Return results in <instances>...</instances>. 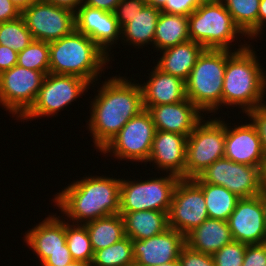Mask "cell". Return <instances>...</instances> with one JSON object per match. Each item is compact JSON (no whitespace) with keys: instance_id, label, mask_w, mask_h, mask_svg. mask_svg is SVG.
Instances as JSON below:
<instances>
[{"instance_id":"cell-1","label":"cell","mask_w":266,"mask_h":266,"mask_svg":"<svg viewBox=\"0 0 266 266\" xmlns=\"http://www.w3.org/2000/svg\"><path fill=\"white\" fill-rule=\"evenodd\" d=\"M128 79L120 75L108 77L90 101L86 128L99 153L131 118L144 110L140 83Z\"/></svg>"},{"instance_id":"cell-2","label":"cell","mask_w":266,"mask_h":266,"mask_svg":"<svg viewBox=\"0 0 266 266\" xmlns=\"http://www.w3.org/2000/svg\"><path fill=\"white\" fill-rule=\"evenodd\" d=\"M73 181L51 200L62 216H67L63 217L65 220L73 224H86L101 217L119 214L121 178L89 174Z\"/></svg>"},{"instance_id":"cell-3","label":"cell","mask_w":266,"mask_h":266,"mask_svg":"<svg viewBox=\"0 0 266 266\" xmlns=\"http://www.w3.org/2000/svg\"><path fill=\"white\" fill-rule=\"evenodd\" d=\"M234 50H227L223 78L222 106L238 107L247 113L266 103V71L250 41L243 40ZM257 55V56H256ZM263 67V68H262Z\"/></svg>"},{"instance_id":"cell-4","label":"cell","mask_w":266,"mask_h":266,"mask_svg":"<svg viewBox=\"0 0 266 266\" xmlns=\"http://www.w3.org/2000/svg\"><path fill=\"white\" fill-rule=\"evenodd\" d=\"M109 62L108 55L94 41L76 30L49 42V73L81 77L95 87Z\"/></svg>"},{"instance_id":"cell-5","label":"cell","mask_w":266,"mask_h":266,"mask_svg":"<svg viewBox=\"0 0 266 266\" xmlns=\"http://www.w3.org/2000/svg\"><path fill=\"white\" fill-rule=\"evenodd\" d=\"M226 62L227 50L205 49L185 81L187 99L205 116L222 107Z\"/></svg>"},{"instance_id":"cell-6","label":"cell","mask_w":266,"mask_h":266,"mask_svg":"<svg viewBox=\"0 0 266 266\" xmlns=\"http://www.w3.org/2000/svg\"><path fill=\"white\" fill-rule=\"evenodd\" d=\"M188 17L190 40L205 49L232 50V42L246 38L221 1L200 4Z\"/></svg>"},{"instance_id":"cell-7","label":"cell","mask_w":266,"mask_h":266,"mask_svg":"<svg viewBox=\"0 0 266 266\" xmlns=\"http://www.w3.org/2000/svg\"><path fill=\"white\" fill-rule=\"evenodd\" d=\"M158 178L147 180L121 179L120 184V215L127 212L154 210L169 212L172 196L179 177L166 173Z\"/></svg>"},{"instance_id":"cell-8","label":"cell","mask_w":266,"mask_h":266,"mask_svg":"<svg viewBox=\"0 0 266 266\" xmlns=\"http://www.w3.org/2000/svg\"><path fill=\"white\" fill-rule=\"evenodd\" d=\"M204 118L187 137L185 179H193L216 160L224 158L225 119Z\"/></svg>"},{"instance_id":"cell-9","label":"cell","mask_w":266,"mask_h":266,"mask_svg":"<svg viewBox=\"0 0 266 266\" xmlns=\"http://www.w3.org/2000/svg\"><path fill=\"white\" fill-rule=\"evenodd\" d=\"M90 86L92 85L81 77L48 73L44 78L35 103L18 121L26 120L27 122L46 116L47 118L50 116L56 117L59 114L58 112L63 111L77 98L83 97Z\"/></svg>"},{"instance_id":"cell-10","label":"cell","mask_w":266,"mask_h":266,"mask_svg":"<svg viewBox=\"0 0 266 266\" xmlns=\"http://www.w3.org/2000/svg\"><path fill=\"white\" fill-rule=\"evenodd\" d=\"M155 133L152 117L144 109L131 118L100 152L102 155L111 154L117 160H126L132 164L134 161L142 162L146 166Z\"/></svg>"},{"instance_id":"cell-11","label":"cell","mask_w":266,"mask_h":266,"mask_svg":"<svg viewBox=\"0 0 266 266\" xmlns=\"http://www.w3.org/2000/svg\"><path fill=\"white\" fill-rule=\"evenodd\" d=\"M46 74L16 65L0 73V106L19 120L35 103Z\"/></svg>"},{"instance_id":"cell-12","label":"cell","mask_w":266,"mask_h":266,"mask_svg":"<svg viewBox=\"0 0 266 266\" xmlns=\"http://www.w3.org/2000/svg\"><path fill=\"white\" fill-rule=\"evenodd\" d=\"M192 180L223 186L239 198L257 196L262 190L260 168L226 158L216 160Z\"/></svg>"},{"instance_id":"cell-13","label":"cell","mask_w":266,"mask_h":266,"mask_svg":"<svg viewBox=\"0 0 266 266\" xmlns=\"http://www.w3.org/2000/svg\"><path fill=\"white\" fill-rule=\"evenodd\" d=\"M207 218V207L202 189L192 179H179L168 212L170 228L186 235Z\"/></svg>"},{"instance_id":"cell-14","label":"cell","mask_w":266,"mask_h":266,"mask_svg":"<svg viewBox=\"0 0 266 266\" xmlns=\"http://www.w3.org/2000/svg\"><path fill=\"white\" fill-rule=\"evenodd\" d=\"M28 30L34 40L52 42L75 30V13L43 0L22 11Z\"/></svg>"},{"instance_id":"cell-15","label":"cell","mask_w":266,"mask_h":266,"mask_svg":"<svg viewBox=\"0 0 266 266\" xmlns=\"http://www.w3.org/2000/svg\"><path fill=\"white\" fill-rule=\"evenodd\" d=\"M234 241L247 245L266 243V222L259 195L240 198L228 219Z\"/></svg>"},{"instance_id":"cell-16","label":"cell","mask_w":266,"mask_h":266,"mask_svg":"<svg viewBox=\"0 0 266 266\" xmlns=\"http://www.w3.org/2000/svg\"><path fill=\"white\" fill-rule=\"evenodd\" d=\"M75 30L88 36L112 60L111 48L121 39V27L113 12L83 4L75 12Z\"/></svg>"},{"instance_id":"cell-17","label":"cell","mask_w":266,"mask_h":266,"mask_svg":"<svg viewBox=\"0 0 266 266\" xmlns=\"http://www.w3.org/2000/svg\"><path fill=\"white\" fill-rule=\"evenodd\" d=\"M134 266H156L179 259L186 245L185 235L168 228L164 232L143 240H132Z\"/></svg>"},{"instance_id":"cell-18","label":"cell","mask_w":266,"mask_h":266,"mask_svg":"<svg viewBox=\"0 0 266 266\" xmlns=\"http://www.w3.org/2000/svg\"><path fill=\"white\" fill-rule=\"evenodd\" d=\"M244 123L233 124V128L231 122L225 123L224 158L261 168L266 154L263 152L260 137L251 121Z\"/></svg>"},{"instance_id":"cell-19","label":"cell","mask_w":266,"mask_h":266,"mask_svg":"<svg viewBox=\"0 0 266 266\" xmlns=\"http://www.w3.org/2000/svg\"><path fill=\"white\" fill-rule=\"evenodd\" d=\"M187 136L156 130L147 162L155 170L185 179Z\"/></svg>"},{"instance_id":"cell-20","label":"cell","mask_w":266,"mask_h":266,"mask_svg":"<svg viewBox=\"0 0 266 266\" xmlns=\"http://www.w3.org/2000/svg\"><path fill=\"white\" fill-rule=\"evenodd\" d=\"M56 214L48 215L23 235V241L29 249L33 250L40 265L51 256V253L69 251L66 243V221L63 216H56Z\"/></svg>"},{"instance_id":"cell-21","label":"cell","mask_w":266,"mask_h":266,"mask_svg":"<svg viewBox=\"0 0 266 266\" xmlns=\"http://www.w3.org/2000/svg\"><path fill=\"white\" fill-rule=\"evenodd\" d=\"M144 109L150 113L156 130L178 133L187 137L205 118L189 99L174 104L144 107Z\"/></svg>"},{"instance_id":"cell-22","label":"cell","mask_w":266,"mask_h":266,"mask_svg":"<svg viewBox=\"0 0 266 266\" xmlns=\"http://www.w3.org/2000/svg\"><path fill=\"white\" fill-rule=\"evenodd\" d=\"M146 82L140 83L143 107L174 104L187 99L185 81L162 72L156 66L151 69Z\"/></svg>"},{"instance_id":"cell-23","label":"cell","mask_w":266,"mask_h":266,"mask_svg":"<svg viewBox=\"0 0 266 266\" xmlns=\"http://www.w3.org/2000/svg\"><path fill=\"white\" fill-rule=\"evenodd\" d=\"M233 241L228 221L207 218L200 226L185 235V243L191 249L213 255Z\"/></svg>"},{"instance_id":"cell-24","label":"cell","mask_w":266,"mask_h":266,"mask_svg":"<svg viewBox=\"0 0 266 266\" xmlns=\"http://www.w3.org/2000/svg\"><path fill=\"white\" fill-rule=\"evenodd\" d=\"M205 48L192 40L160 51L156 67L186 81Z\"/></svg>"},{"instance_id":"cell-25","label":"cell","mask_w":266,"mask_h":266,"mask_svg":"<svg viewBox=\"0 0 266 266\" xmlns=\"http://www.w3.org/2000/svg\"><path fill=\"white\" fill-rule=\"evenodd\" d=\"M160 13V9L146 4L132 18V21L121 28L120 40L122 43L139 49H142L145 45L146 47L150 44L153 46L156 24Z\"/></svg>"},{"instance_id":"cell-26","label":"cell","mask_w":266,"mask_h":266,"mask_svg":"<svg viewBox=\"0 0 266 266\" xmlns=\"http://www.w3.org/2000/svg\"><path fill=\"white\" fill-rule=\"evenodd\" d=\"M125 236L143 240L158 235L169 228L168 213L154 210L127 212L123 216Z\"/></svg>"},{"instance_id":"cell-27","label":"cell","mask_w":266,"mask_h":266,"mask_svg":"<svg viewBox=\"0 0 266 266\" xmlns=\"http://www.w3.org/2000/svg\"><path fill=\"white\" fill-rule=\"evenodd\" d=\"M188 25V16L161 12L156 24L153 50L158 52L189 41Z\"/></svg>"},{"instance_id":"cell-28","label":"cell","mask_w":266,"mask_h":266,"mask_svg":"<svg viewBox=\"0 0 266 266\" xmlns=\"http://www.w3.org/2000/svg\"><path fill=\"white\" fill-rule=\"evenodd\" d=\"M84 225L94 252L109 247L125 237L124 220L120 214L101 217Z\"/></svg>"},{"instance_id":"cell-29","label":"cell","mask_w":266,"mask_h":266,"mask_svg":"<svg viewBox=\"0 0 266 266\" xmlns=\"http://www.w3.org/2000/svg\"><path fill=\"white\" fill-rule=\"evenodd\" d=\"M195 183L204 193L209 218L228 221L240 198L223 186L205 182Z\"/></svg>"},{"instance_id":"cell-30","label":"cell","mask_w":266,"mask_h":266,"mask_svg":"<svg viewBox=\"0 0 266 266\" xmlns=\"http://www.w3.org/2000/svg\"><path fill=\"white\" fill-rule=\"evenodd\" d=\"M246 40L257 39L260 0H221Z\"/></svg>"},{"instance_id":"cell-31","label":"cell","mask_w":266,"mask_h":266,"mask_svg":"<svg viewBox=\"0 0 266 266\" xmlns=\"http://www.w3.org/2000/svg\"><path fill=\"white\" fill-rule=\"evenodd\" d=\"M132 240L125 236L115 244L94 252L92 266H134Z\"/></svg>"},{"instance_id":"cell-32","label":"cell","mask_w":266,"mask_h":266,"mask_svg":"<svg viewBox=\"0 0 266 266\" xmlns=\"http://www.w3.org/2000/svg\"><path fill=\"white\" fill-rule=\"evenodd\" d=\"M66 243L73 260L92 263L94 251L84 224L66 222Z\"/></svg>"},{"instance_id":"cell-33","label":"cell","mask_w":266,"mask_h":266,"mask_svg":"<svg viewBox=\"0 0 266 266\" xmlns=\"http://www.w3.org/2000/svg\"><path fill=\"white\" fill-rule=\"evenodd\" d=\"M33 40L22 16L15 20L0 23V45L8 46L16 52H20Z\"/></svg>"},{"instance_id":"cell-34","label":"cell","mask_w":266,"mask_h":266,"mask_svg":"<svg viewBox=\"0 0 266 266\" xmlns=\"http://www.w3.org/2000/svg\"><path fill=\"white\" fill-rule=\"evenodd\" d=\"M17 65L49 73V43L33 40L26 48L18 52Z\"/></svg>"},{"instance_id":"cell-35","label":"cell","mask_w":266,"mask_h":266,"mask_svg":"<svg viewBox=\"0 0 266 266\" xmlns=\"http://www.w3.org/2000/svg\"><path fill=\"white\" fill-rule=\"evenodd\" d=\"M247 244L231 241L212 255L215 266H242Z\"/></svg>"},{"instance_id":"cell-36","label":"cell","mask_w":266,"mask_h":266,"mask_svg":"<svg viewBox=\"0 0 266 266\" xmlns=\"http://www.w3.org/2000/svg\"><path fill=\"white\" fill-rule=\"evenodd\" d=\"M146 4V1L143 0H121L113 12L119 26L122 28L132 21V18L140 12Z\"/></svg>"},{"instance_id":"cell-37","label":"cell","mask_w":266,"mask_h":266,"mask_svg":"<svg viewBox=\"0 0 266 266\" xmlns=\"http://www.w3.org/2000/svg\"><path fill=\"white\" fill-rule=\"evenodd\" d=\"M179 261L181 266H215L212 255L195 251L187 245L181 250Z\"/></svg>"},{"instance_id":"cell-38","label":"cell","mask_w":266,"mask_h":266,"mask_svg":"<svg viewBox=\"0 0 266 266\" xmlns=\"http://www.w3.org/2000/svg\"><path fill=\"white\" fill-rule=\"evenodd\" d=\"M260 137L263 152L266 154V103L246 113Z\"/></svg>"},{"instance_id":"cell-39","label":"cell","mask_w":266,"mask_h":266,"mask_svg":"<svg viewBox=\"0 0 266 266\" xmlns=\"http://www.w3.org/2000/svg\"><path fill=\"white\" fill-rule=\"evenodd\" d=\"M199 6L197 0H167L160 10L163 13L189 16Z\"/></svg>"},{"instance_id":"cell-40","label":"cell","mask_w":266,"mask_h":266,"mask_svg":"<svg viewBox=\"0 0 266 266\" xmlns=\"http://www.w3.org/2000/svg\"><path fill=\"white\" fill-rule=\"evenodd\" d=\"M242 266H266V243L247 245Z\"/></svg>"},{"instance_id":"cell-41","label":"cell","mask_w":266,"mask_h":266,"mask_svg":"<svg viewBox=\"0 0 266 266\" xmlns=\"http://www.w3.org/2000/svg\"><path fill=\"white\" fill-rule=\"evenodd\" d=\"M18 52L0 45V73L17 65Z\"/></svg>"},{"instance_id":"cell-42","label":"cell","mask_w":266,"mask_h":266,"mask_svg":"<svg viewBox=\"0 0 266 266\" xmlns=\"http://www.w3.org/2000/svg\"><path fill=\"white\" fill-rule=\"evenodd\" d=\"M21 14L20 9L11 0H0V23L15 20Z\"/></svg>"},{"instance_id":"cell-43","label":"cell","mask_w":266,"mask_h":266,"mask_svg":"<svg viewBox=\"0 0 266 266\" xmlns=\"http://www.w3.org/2000/svg\"><path fill=\"white\" fill-rule=\"evenodd\" d=\"M73 261L69 251H57L51 253V256H49L41 266H66Z\"/></svg>"},{"instance_id":"cell-44","label":"cell","mask_w":266,"mask_h":266,"mask_svg":"<svg viewBox=\"0 0 266 266\" xmlns=\"http://www.w3.org/2000/svg\"><path fill=\"white\" fill-rule=\"evenodd\" d=\"M121 0H85L84 5L102 9L108 12H114L117 4Z\"/></svg>"},{"instance_id":"cell-45","label":"cell","mask_w":266,"mask_h":266,"mask_svg":"<svg viewBox=\"0 0 266 266\" xmlns=\"http://www.w3.org/2000/svg\"><path fill=\"white\" fill-rule=\"evenodd\" d=\"M46 3L53 4L57 7L65 8L74 13L76 10L82 6L85 0H43Z\"/></svg>"},{"instance_id":"cell-46","label":"cell","mask_w":266,"mask_h":266,"mask_svg":"<svg viewBox=\"0 0 266 266\" xmlns=\"http://www.w3.org/2000/svg\"><path fill=\"white\" fill-rule=\"evenodd\" d=\"M266 0H260L259 12H258V38L264 34L263 31L266 27ZM262 31V32H261Z\"/></svg>"},{"instance_id":"cell-47","label":"cell","mask_w":266,"mask_h":266,"mask_svg":"<svg viewBox=\"0 0 266 266\" xmlns=\"http://www.w3.org/2000/svg\"><path fill=\"white\" fill-rule=\"evenodd\" d=\"M11 1L22 12L24 9L28 8L30 5L40 2L42 0H11Z\"/></svg>"},{"instance_id":"cell-48","label":"cell","mask_w":266,"mask_h":266,"mask_svg":"<svg viewBox=\"0 0 266 266\" xmlns=\"http://www.w3.org/2000/svg\"><path fill=\"white\" fill-rule=\"evenodd\" d=\"M260 175H261V188H266V155L260 168Z\"/></svg>"},{"instance_id":"cell-49","label":"cell","mask_w":266,"mask_h":266,"mask_svg":"<svg viewBox=\"0 0 266 266\" xmlns=\"http://www.w3.org/2000/svg\"><path fill=\"white\" fill-rule=\"evenodd\" d=\"M167 0H146L147 5L161 9Z\"/></svg>"},{"instance_id":"cell-50","label":"cell","mask_w":266,"mask_h":266,"mask_svg":"<svg viewBox=\"0 0 266 266\" xmlns=\"http://www.w3.org/2000/svg\"><path fill=\"white\" fill-rule=\"evenodd\" d=\"M259 196L262 200L263 209H264V216H265V222H266V188H262V190L259 193Z\"/></svg>"},{"instance_id":"cell-51","label":"cell","mask_w":266,"mask_h":266,"mask_svg":"<svg viewBox=\"0 0 266 266\" xmlns=\"http://www.w3.org/2000/svg\"><path fill=\"white\" fill-rule=\"evenodd\" d=\"M66 266H92V263L74 260L73 262L67 264Z\"/></svg>"},{"instance_id":"cell-52","label":"cell","mask_w":266,"mask_h":266,"mask_svg":"<svg viewBox=\"0 0 266 266\" xmlns=\"http://www.w3.org/2000/svg\"><path fill=\"white\" fill-rule=\"evenodd\" d=\"M156 266H181L179 259Z\"/></svg>"},{"instance_id":"cell-53","label":"cell","mask_w":266,"mask_h":266,"mask_svg":"<svg viewBox=\"0 0 266 266\" xmlns=\"http://www.w3.org/2000/svg\"><path fill=\"white\" fill-rule=\"evenodd\" d=\"M221 0H197L199 4L215 3Z\"/></svg>"}]
</instances>
